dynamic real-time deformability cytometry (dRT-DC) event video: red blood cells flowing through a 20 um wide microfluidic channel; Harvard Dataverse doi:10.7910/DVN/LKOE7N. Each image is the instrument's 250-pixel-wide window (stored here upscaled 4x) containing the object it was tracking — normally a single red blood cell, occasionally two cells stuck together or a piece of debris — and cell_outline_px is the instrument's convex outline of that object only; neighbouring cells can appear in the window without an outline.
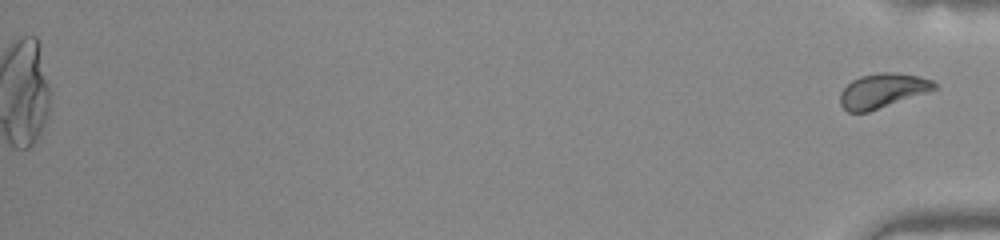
{"species": "common noctule bat (a hibernating species)", "species_latin": "Nyctalus noctula", "temperature_condition": "warm", "stored_images_in_passage": 52, "segment_of_instrument_passage": [2, 2], "camera_frame_rate_fps": 3000, "um_per_image_px": 0.085, "animal": {"sex": "female", "body_mass_g": 22.0, "forearm_length_mm": 56.7}, "frame": {"image": 1, "passage_image": 52, "time_ms": 17.0, "image_size_px": [1000, 240], "cell_outline_px": [[936, 88], [928, 92], [868, 112], [848, 112], [840, 104], [840, 92], [852, 80], [860, 76], [880, 72], [896, 72], [920, 76], [932, 80], [936, 84]], "centroid_in_image_um": [75.01, 7.7], "position_along_channel_um": 360.2, "area_um2": 18.9}}